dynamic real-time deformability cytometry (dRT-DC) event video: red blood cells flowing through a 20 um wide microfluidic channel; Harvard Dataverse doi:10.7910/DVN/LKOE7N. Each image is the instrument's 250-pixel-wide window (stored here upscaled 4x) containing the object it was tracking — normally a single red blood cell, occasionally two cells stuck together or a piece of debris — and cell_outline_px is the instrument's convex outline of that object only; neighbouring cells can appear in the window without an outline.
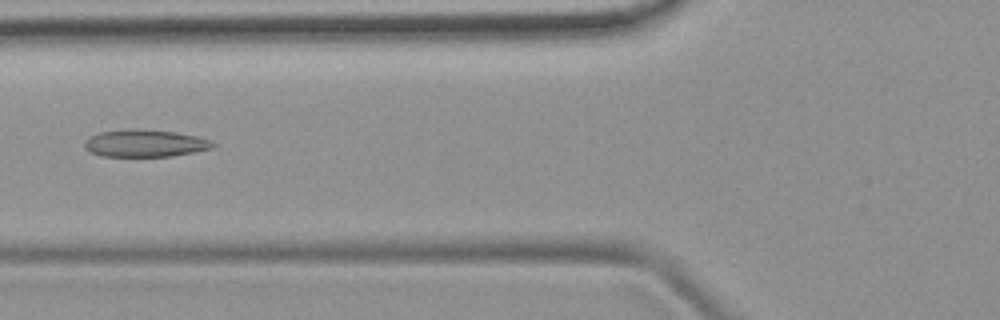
{"species": "common noctule bat (a hibernating species)", "species_latin": "Nyctalus noctula", "temperature_condition": "room temperature", "stored_images_in_passage": 6, "camera_frame_rate_fps": 3000, "um_per_image_px": 0.085, "animal": {"sex": "female", "body_mass_g": 19.9}, "frame": {"image": 1, "passage_image": 5, "time_ms": 5.667, "image_size_px": [1000, 320], "cell_outline_px": [[216, 144], [212, 148], [196, 152], [172, 156], [100, 156], [84, 148], [84, 140], [88, 136], [100, 132], [176, 132], [196, 136], [208, 140]], "centroid_in_image_um": [12.33, 12.24], "position_along_channel_um": 113.5, "area_um2": 19.36}}
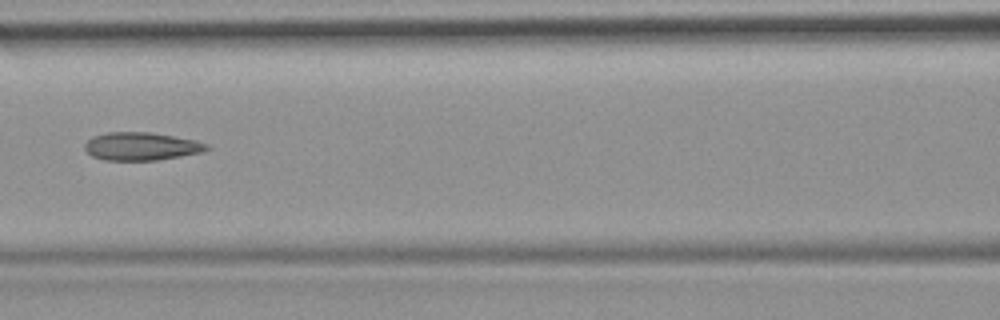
{"frame": {"image": 2, "passage_image": 6, "time_ms": 6.667, "image_size_px": [1000, 320], "cell_outline_px": [[212, 148], [204, 152], [156, 160], [104, 160], [92, 156], [84, 148], [84, 144], [92, 136], [108, 132], [152, 132], [196, 140], [208, 144]], "centroid_in_image_um": [12.04, 12.43], "position_along_channel_um": 154.6, "area_um2": 20.06}}